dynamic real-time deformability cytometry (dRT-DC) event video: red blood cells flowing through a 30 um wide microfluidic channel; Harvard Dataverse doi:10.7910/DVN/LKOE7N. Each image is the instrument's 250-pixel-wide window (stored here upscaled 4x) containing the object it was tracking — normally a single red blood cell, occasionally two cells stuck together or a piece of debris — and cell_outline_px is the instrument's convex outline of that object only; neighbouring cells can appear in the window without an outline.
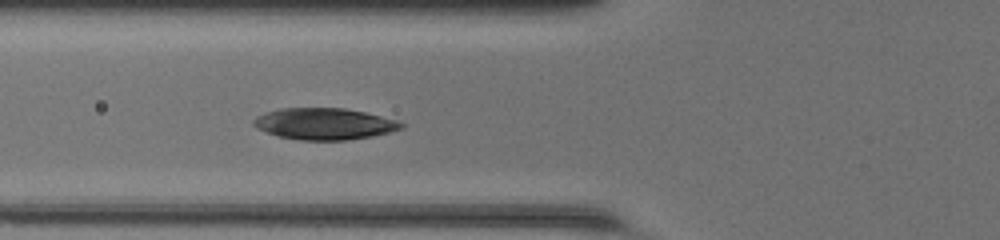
{"species": "common noctule bat (a hibernating species)", "species_latin": "Nyctalus noctula", "temperature_condition": "room temperature", "stored_images_in_passage": 19, "camera_frame_rate_fps": 3000, "um_per_image_px": 0.085, "animal": {"sex": "female", "body_mass_g": 20.0, "forearm_length_mm": 54.0}, "frame": {"image": 1, "passage_image": 5, "time_ms": 1.333, "image_size_px": [1000, 240], "cell_outline_px": [[404, 128], [372, 136], [348, 140], [300, 140], [280, 136], [256, 128], [252, 124], [252, 120], [256, 116], [264, 112], [280, 108], [344, 108], [364, 112], [396, 120], [404, 124]], "centroid_in_image_um": [27.54, 10.52], "position_along_channel_um": 98.3, "area_um2": 27.05}}
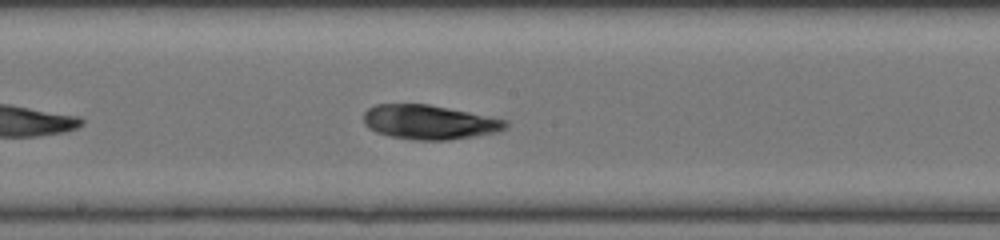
{"frame": {"image": 2, "passage_image": 13, "time_ms": 4.0, "image_size_px": [1000, 240], "cell_outline_px": [[508, 128], [496, 132], [448, 140], [416, 140], [392, 136], [376, 132], [368, 128], [364, 124], [364, 112], [368, 108], [376, 104], [428, 104], [508, 120]], "centroid_in_image_um": [36.48, 10.38], "position_along_channel_um": 211.7, "area_um2": 28.26}}
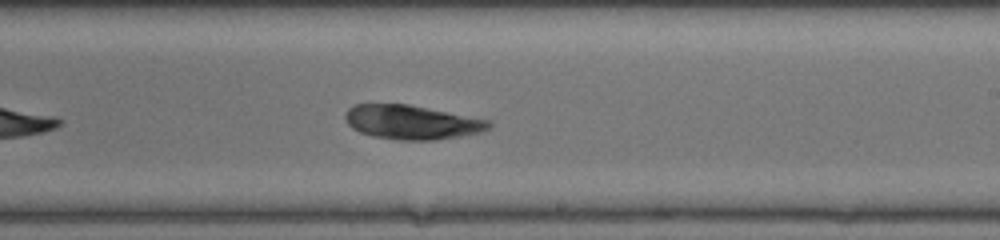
{"frame": {"image": 3, "passage_image": 16, "time_ms": 5.0, "image_size_px": [1000, 240], "cell_outline_px": [[492, 124], [488, 128], [480, 132], [460, 136], [432, 140], [400, 140], [372, 136], [360, 132], [352, 128], [348, 124], [344, 116], [348, 108], [352, 104], [408, 104], [488, 120]], "centroid_in_image_um": [34.94, 10.38], "position_along_channel_um": 254.1, "area_um2": 28.32}}